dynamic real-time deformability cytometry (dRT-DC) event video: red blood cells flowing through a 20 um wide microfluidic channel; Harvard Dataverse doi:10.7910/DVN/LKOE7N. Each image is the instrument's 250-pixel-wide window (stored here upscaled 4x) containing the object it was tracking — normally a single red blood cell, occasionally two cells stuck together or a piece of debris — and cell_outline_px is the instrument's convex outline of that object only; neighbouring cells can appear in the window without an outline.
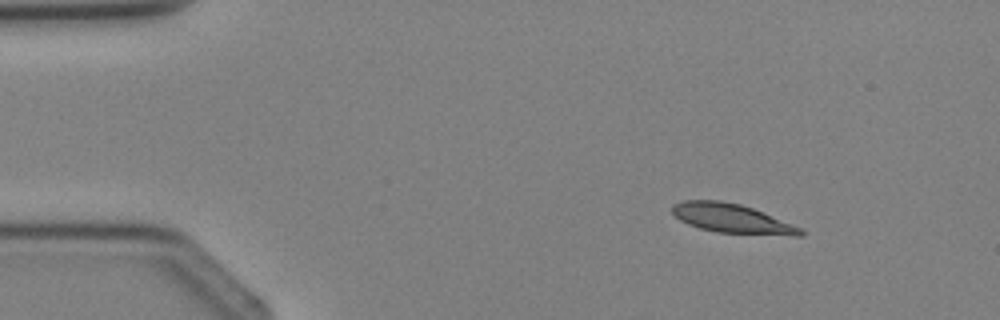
{"species": "Egyptian fruit bat (a non-hibernating species)", "species_latin": "Rousettus aegyptiacus", "temperature_condition": "cold", "stored_images_in_passage": 3, "camera_frame_rate_fps": 3000, "um_per_image_px": 0.085, "animal": {"sex": "female"}, "frame": {"image": 1, "passage_image": 1, "time_ms": 0.0, "image_size_px": [1000, 320], "cell_outline_px": [[804, 236], [792, 236], [716, 232], [700, 228], [688, 224], [680, 220], [672, 212], [672, 204], [684, 200], [720, 200], [740, 204], [752, 208], [800, 228], [804, 232]], "centroid_in_image_um": [62.18, 18.57], "position_along_channel_um": 22.8, "area_um2": 21.62}}
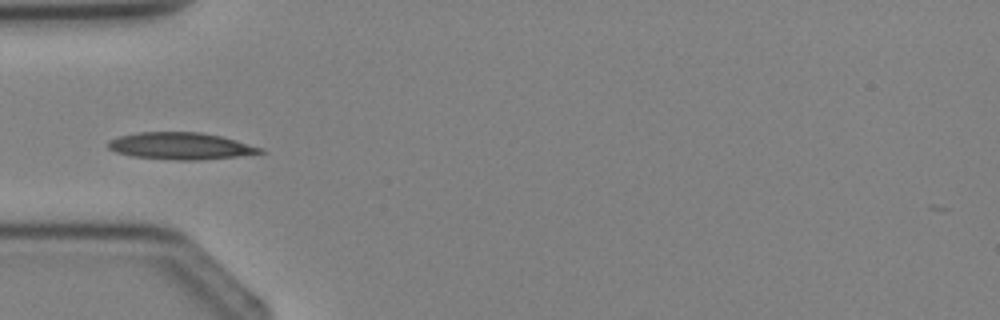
{"frame": {"image": 2, "passage_image": 3, "time_ms": 2.333, "image_size_px": [1000, 320], "cell_outline_px": [[264, 152], [236, 156], [196, 160], [176, 160], [132, 156], [116, 152], [108, 148], [108, 140], [120, 136], [136, 132], [200, 132], [220, 136], [236, 140], [264, 148]], "centroid_in_image_um": [15.33, 12.4], "position_along_channel_um": 69.7, "area_um2": 23.7}}